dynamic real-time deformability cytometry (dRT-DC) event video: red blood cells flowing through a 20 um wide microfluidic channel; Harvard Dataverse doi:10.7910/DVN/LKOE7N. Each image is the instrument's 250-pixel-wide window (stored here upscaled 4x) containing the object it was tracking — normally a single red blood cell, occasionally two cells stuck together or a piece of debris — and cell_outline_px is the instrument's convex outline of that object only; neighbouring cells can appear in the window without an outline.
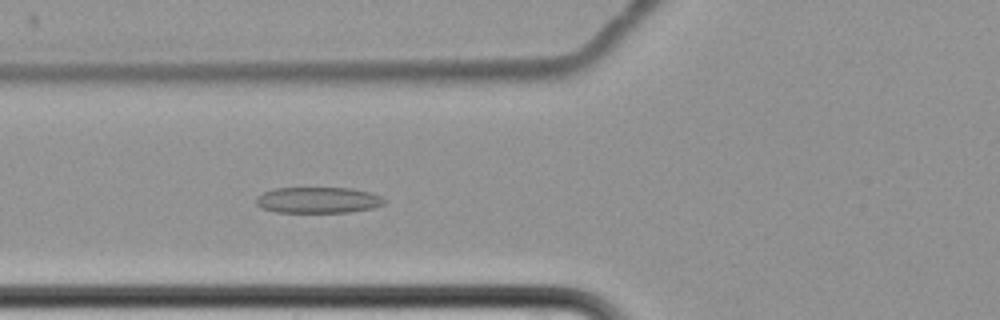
{"species": "common noctule bat (a hibernating species)", "species_latin": "Nyctalus noctula", "temperature_condition": "cold", "stored_images_in_passage": 7, "camera_frame_rate_fps": 3000, "um_per_image_px": 0.085, "animal": {"sex": "female", "body_mass_g": 22.7, "forearm_length_mm": 54.2}, "frame": {"image": 1, "passage_image": 7, "time_ms": 9.0, "image_size_px": [1000, 320], "cell_outline_px": [[388, 200], [384, 204], [372, 208], [352, 212], [276, 212], [264, 208], [256, 204], [256, 196], [272, 188], [352, 188], [372, 192]], "centroid_in_image_um": [27.07, 17.0], "position_along_channel_um": 98.7, "area_um2": 19.59}}